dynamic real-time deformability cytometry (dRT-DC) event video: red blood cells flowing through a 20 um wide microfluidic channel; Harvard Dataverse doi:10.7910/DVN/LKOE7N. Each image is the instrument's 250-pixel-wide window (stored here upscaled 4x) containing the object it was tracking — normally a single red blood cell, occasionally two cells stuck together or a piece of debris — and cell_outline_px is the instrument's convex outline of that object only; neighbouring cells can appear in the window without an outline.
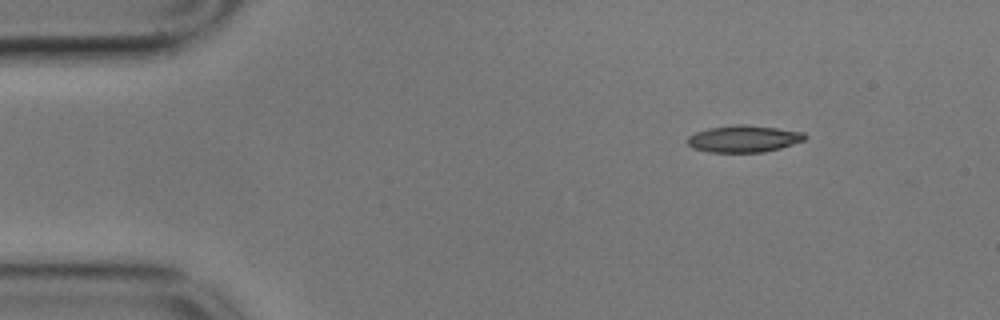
{"species": "common noctule bat (a hibernating species)", "species_latin": "Nyctalus noctula", "temperature_condition": "cold", "stored_images_in_passage": 50, "camera_frame_rate_fps": 3000, "um_per_image_px": 0.085, "animal": {"sex": "male", "body_mass_g": 17.9}, "frame": {"image": 1, "passage_image": 1, "time_ms": 0.0, "image_size_px": [1000, 320], "cell_outline_px": [[808, 136], [804, 140], [780, 148], [764, 152], [708, 152], [692, 148], [688, 144], [688, 136], [696, 132], [708, 128], [736, 124], [748, 124], [804, 132]], "centroid_in_image_um": [63.21, 11.79], "position_along_channel_um": 21.8, "area_um2": 18.44}}
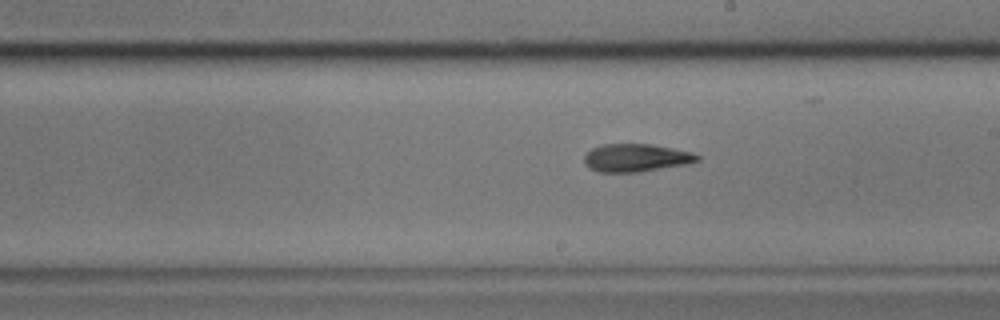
{"frame": {"image": 2, "passage_image": 25, "time_ms": 8.0, "image_size_px": [1000, 320], "cell_outline_px": [[700, 160], [688, 164], [640, 172], [600, 172], [588, 168], [584, 164], [584, 156], [592, 148], [604, 144], [652, 144], [692, 152], [700, 156]], "centroid_in_image_um": [54.07, 13.42], "position_along_channel_um": 234.9, "area_um2": 18.5}}
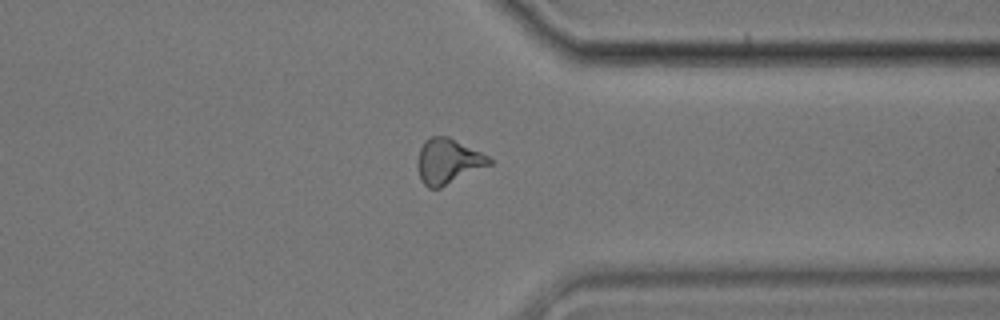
{"frame": {"image": 3, "passage_image": 37, "time_ms": 12.0, "image_size_px": [1000, 320], "cell_outline_px": [[492, 164], [440, 188], [428, 188], [420, 180], [416, 164], [416, 160], [420, 148], [424, 140], [432, 136], [448, 136], [488, 156], [492, 160]], "centroid_in_image_um": [38.04, 13.71], "position_along_channel_um": 373.4, "area_um2": 18.96}, "authors_computed_cell_mechanics": {"area_um2": 18.6116, "velocity_mm_per_s": 3.547, "shape_relaxation_time_tau1_ms": null, "shape_relaxation_time_tau2_ms": 3.9759, "deformation_change_tau1": null, "deformation_change_tau2": 0.1266}}